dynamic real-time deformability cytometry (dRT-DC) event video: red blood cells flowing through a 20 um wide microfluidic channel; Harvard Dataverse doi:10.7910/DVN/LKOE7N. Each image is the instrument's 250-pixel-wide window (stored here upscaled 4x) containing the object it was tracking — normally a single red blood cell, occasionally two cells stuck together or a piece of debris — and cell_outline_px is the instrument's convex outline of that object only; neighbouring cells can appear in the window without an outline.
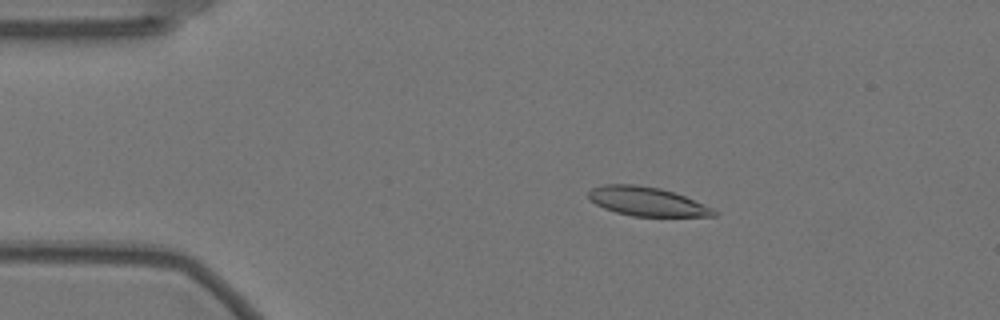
{"species": "Egyptian fruit bat (a non-hibernating species)", "species_latin": "Rousettus aegyptiacus", "temperature_condition": "warm", "stored_images_in_passage": 56, "camera_frame_rate_fps": 3000, "um_per_image_px": 0.085, "animal": {"sex": "female"}, "frame": {"image": 1, "passage_image": 9, "time_ms": 2.667, "image_size_px": [1000, 320], "cell_outline_px": [[716, 216], [632, 216], [616, 212], [604, 208], [596, 204], [588, 196], [588, 192], [592, 188], [604, 184], [636, 184], [660, 188], [684, 196], [712, 208], [716, 212]], "centroid_in_image_um": [54.95, 17.12], "position_along_channel_um": 30.0, "area_um2": 20.87}}
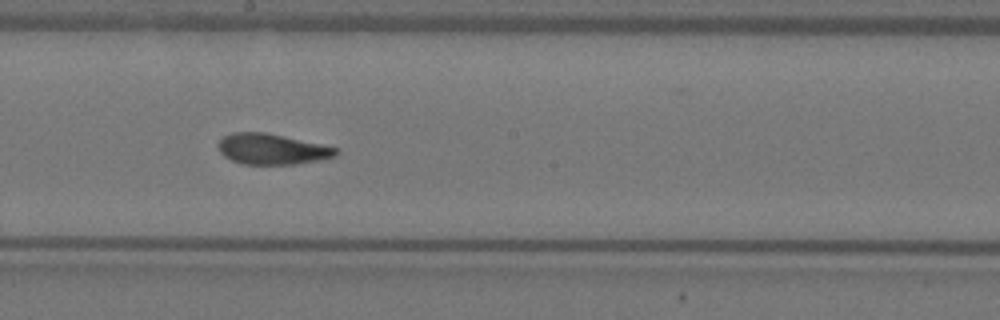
{"frame": {"image": 2, "passage_image": 30, "time_ms": 9.667, "image_size_px": [1000, 320], "cell_outline_px": [[340, 152], [336, 156], [320, 160], [296, 164], [244, 164], [232, 160], [224, 156], [220, 152], [216, 144], [224, 136], [232, 132], [264, 132], [320, 144], [336, 148]], "centroid_in_image_um": [23.09, 12.67], "position_along_channel_um": 225.1, "area_um2": 20.92}}
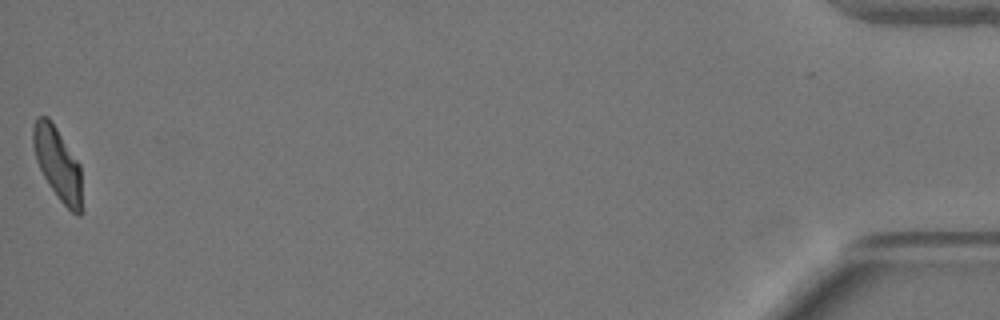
{"frame": {"image": 3, "passage_image": 56, "time_ms": 18.333, "image_size_px": [1000, 320], "cell_outline_px": [[80, 216], [76, 216], [60, 200], [44, 176], [36, 160], [32, 144], [32, 128], [36, 116], [48, 116], [80, 164]], "centroid_in_image_um": [4.86, 13.84], "position_along_channel_um": 430.3, "area_um2": 20.17}, "authors_computed_cell_mechanics": {"area_um2": 21.2415, "velocity_mm_per_s": 3.5133, "shape_relaxation_time_tau1_ms": 7.3343, "shape_relaxation_time_tau2_ms": 2.2112, "deformation_change_tau1": 0.218, "deformation_change_tau2": 0.0906}}